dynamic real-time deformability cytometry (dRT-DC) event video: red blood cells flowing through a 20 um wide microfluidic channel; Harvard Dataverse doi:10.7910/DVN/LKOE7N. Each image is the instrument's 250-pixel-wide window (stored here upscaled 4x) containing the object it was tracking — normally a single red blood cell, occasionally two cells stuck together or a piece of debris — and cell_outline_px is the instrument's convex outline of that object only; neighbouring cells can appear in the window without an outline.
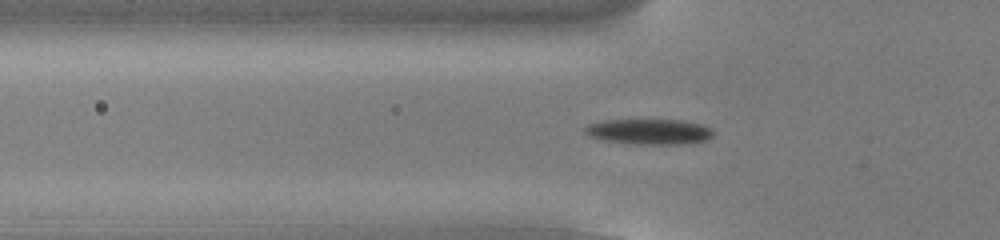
{"species": "common noctule bat (a hibernating species)", "species_latin": "Nyctalus noctula", "temperature_condition": "cold", "stored_images_in_passage": 54, "camera_frame_rate_fps": 3000, "um_per_image_px": 0.085, "animal": {"sex": "male", "body_mass_g": 13.0, "forearm_length_mm": 53.1}, "frame": {"image": 1, "passage_image": 18, "time_ms": 5.667, "image_size_px": [1000, 240], "cell_outline_px": [[716, 132], [708, 140], [680, 144], [636, 144], [608, 140], [592, 136], [584, 132], [580, 128], [588, 124], [604, 120], [684, 120], [704, 124], [712, 128]], "centroid_in_image_um": [55.25, 11.17], "position_along_channel_um": 70.6, "area_um2": 19.13}}
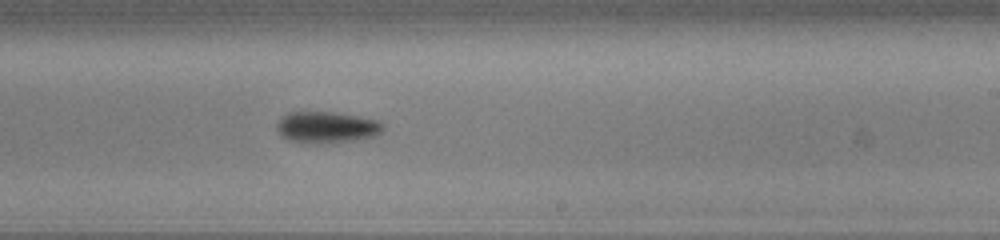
{"frame": {"image": 2, "passage_image": 33, "time_ms": 10.667, "image_size_px": [1000, 240], "cell_outline_px": [[384, 128], [376, 136], [356, 140], [320, 144], [288, 140], [280, 136], [276, 128], [276, 124], [288, 112], [336, 112], [380, 120], [384, 124]], "centroid_in_image_um": [27.79, 10.82], "position_along_channel_um": 261.2, "area_um2": 19.65}}
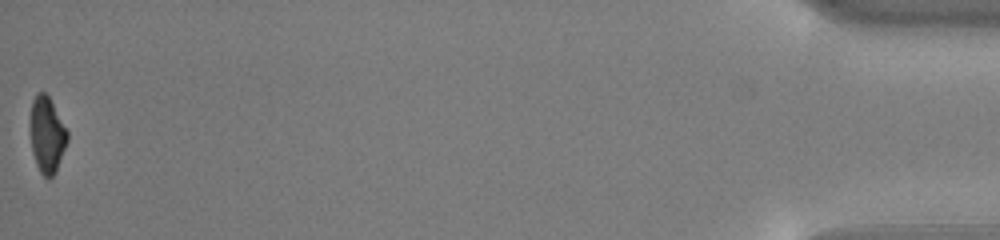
{"frame": {"image": 3, "passage_image": 54, "time_ms": 17.667, "image_size_px": [1000, 240], "cell_outline_px": [[68, 140], [56, 172], [48, 180], [40, 172], [36, 164], [32, 152], [32, 100], [36, 92], [44, 92], [48, 96], [68, 132]], "centroid_in_image_um": [4.01, 11.5], "position_along_channel_um": 431.2, "area_um2": 16.01}, "authors_computed_cell_mechanics": {"area_um2": 17.9758, "velocity_mm_per_s": 3.8307, "shape_relaxation_time_tau1_ms": 2.4567, "shape_relaxation_time_tau2_ms": null, "deformation_change_tau1": 0.121, "deformation_change_tau2": null}}